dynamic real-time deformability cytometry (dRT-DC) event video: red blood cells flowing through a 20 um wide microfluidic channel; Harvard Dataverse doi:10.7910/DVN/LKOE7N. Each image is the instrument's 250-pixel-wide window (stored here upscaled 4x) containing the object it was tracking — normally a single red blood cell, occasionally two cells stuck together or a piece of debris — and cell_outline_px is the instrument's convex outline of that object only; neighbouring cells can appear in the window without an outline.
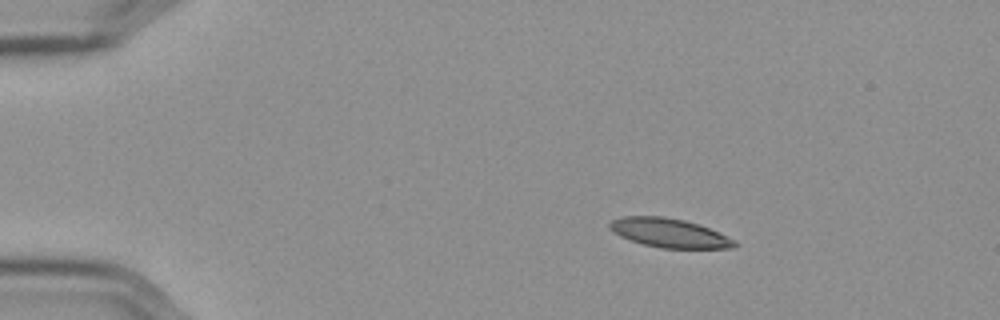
{"species": "Egyptian fruit bat (a non-hibernating species)", "species_latin": "Rousettus aegyptiacus", "temperature_condition": "cold", "stored_images_in_passage": 48, "camera_frame_rate_fps": 3000, "um_per_image_px": 0.085, "frame": {"image": 1, "passage_image": 1, "time_ms": 0.0, "image_size_px": [1000, 320], "cell_outline_px": [[736, 248], [660, 248], [644, 244], [620, 236], [612, 232], [608, 228], [608, 224], [612, 220], [620, 216], [664, 216], [684, 220], [700, 224], [736, 240]], "centroid_in_image_um": [56.87, 19.79], "position_along_channel_um": 28.1, "area_um2": 21.21}}
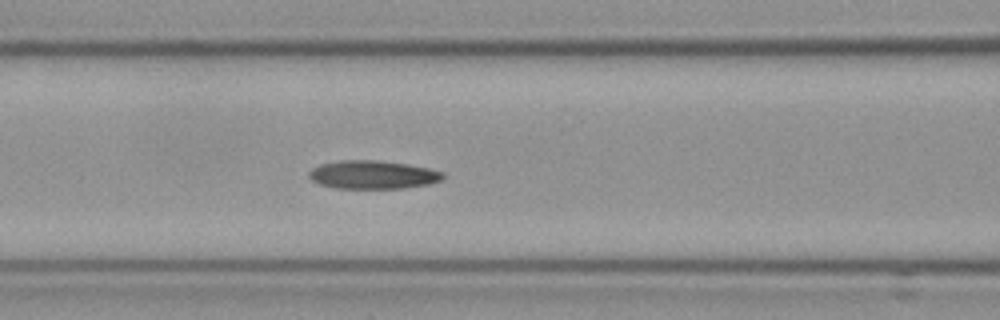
{"frame": {"image": 2, "passage_image": 16, "time_ms": 5.0, "image_size_px": [1000, 320], "cell_outline_px": [[444, 176], [440, 180], [428, 184], [404, 188], [336, 188], [320, 184], [312, 180], [308, 176], [308, 172], [312, 168], [320, 164], [340, 160], [376, 160], [408, 164], [428, 168], [444, 172]], "centroid_in_image_um": [31.67, 14.84], "position_along_channel_um": 134.9, "area_um2": 22.08}}
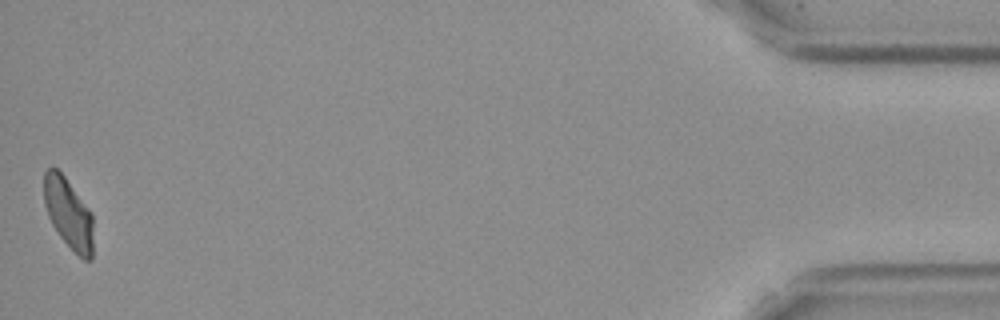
{"frame": {"image": 3, "passage_image": 48, "time_ms": 15.667, "image_size_px": [1000, 320], "cell_outline_px": [[92, 260], [84, 260], [60, 236], [52, 224], [48, 216], [44, 204], [44, 172], [52, 164], [64, 176], [92, 212]], "centroid_in_image_um": [5.8, 18.09], "position_along_channel_um": 429.4, "area_um2": 20.06}, "authors_computed_cell_mechanics": {"area_um2": 21.9062, "velocity_mm_per_s": 3.5736, "shape_relaxation_time_tau1_ms": 10.7177, "shape_relaxation_time_tau2_ms": 3.7196, "deformation_change_tau1": 0.2032, "deformation_change_tau2": 0.0983}}